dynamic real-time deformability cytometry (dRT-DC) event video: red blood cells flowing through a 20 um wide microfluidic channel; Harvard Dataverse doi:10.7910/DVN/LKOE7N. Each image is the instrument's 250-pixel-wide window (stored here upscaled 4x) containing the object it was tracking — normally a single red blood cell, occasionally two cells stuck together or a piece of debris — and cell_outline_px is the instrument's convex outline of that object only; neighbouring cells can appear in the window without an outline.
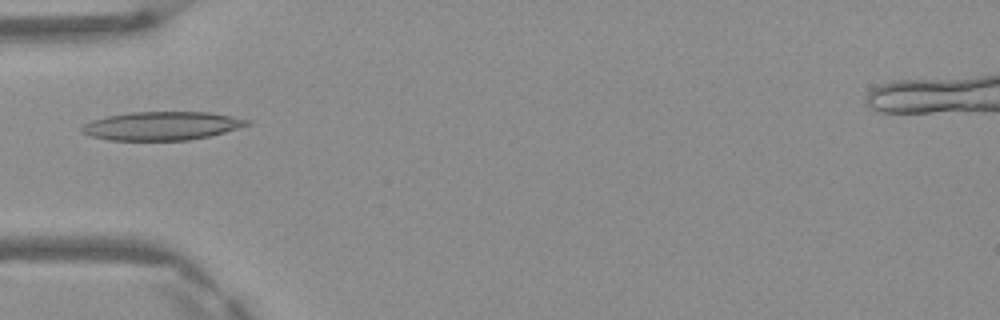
{"species": "Egyptian fruit bat (a non-hibernating species)", "species_latin": "Rousettus aegyptiacus", "temperature_condition": "warm", "stored_images_in_passage": 5, "camera_frame_rate_fps": 3000, "um_per_image_px": 0.085, "frame": {"image": 1, "passage_image": 4, "time_ms": 1.0, "image_size_px": [1000, 320], "cell_outline_px": [[252, 124], [224, 132], [208, 136], [188, 140], [108, 140], [92, 136], [80, 132], [80, 128], [84, 124], [92, 120], [108, 116], [132, 112], [208, 112], [252, 120]], "centroid_in_image_um": [13.76, 10.7], "position_along_channel_um": 71.2, "area_um2": 27.34}}
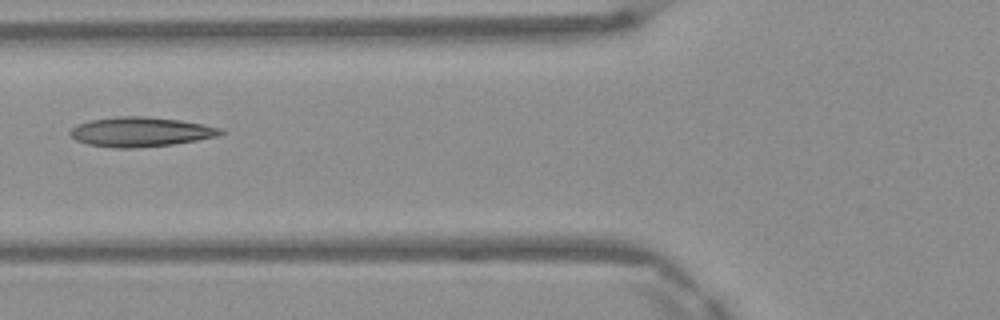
{"frame": {"image": 2, "passage_image": 5, "time_ms": 1.333, "image_size_px": [1000, 320], "cell_outline_px": [[224, 132], [220, 136], [172, 144], [136, 148], [112, 148], [88, 144], [76, 140], [68, 132], [76, 124], [88, 120], [120, 116], [144, 116], [180, 120], [204, 124], [220, 128]], "centroid_in_image_um": [11.93, 11.2], "position_along_channel_um": 113.9, "area_um2": 26.01}}